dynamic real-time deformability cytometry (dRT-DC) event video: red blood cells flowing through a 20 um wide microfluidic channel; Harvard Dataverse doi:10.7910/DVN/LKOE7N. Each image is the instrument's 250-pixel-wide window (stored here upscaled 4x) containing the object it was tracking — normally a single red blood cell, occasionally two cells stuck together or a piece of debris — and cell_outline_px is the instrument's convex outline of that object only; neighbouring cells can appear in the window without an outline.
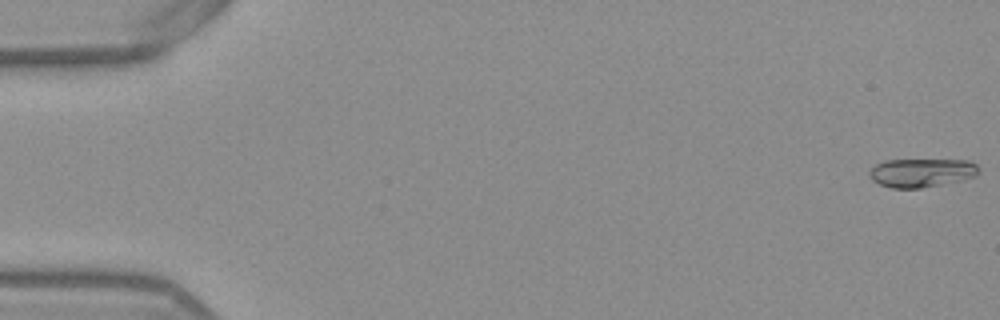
{"species": "Egyptian fruit bat (a non-hibernating species)", "species_latin": "Rousettus aegyptiacus", "temperature_condition": "warm", "stored_images_in_passage": 53, "camera_frame_rate_fps": 3000, "um_per_image_px": 0.085, "frame": {"image": 1, "passage_image": 1, "time_ms": 0.0, "image_size_px": [1000, 320], "cell_outline_px": [[980, 172], [976, 176], [964, 180], [920, 188], [892, 188], [880, 184], [872, 180], [868, 172], [876, 164], [884, 160], [972, 160], [980, 168]], "centroid_in_image_um": [78.38, 14.67], "position_along_channel_um": 6.6, "area_um2": 18.44}}
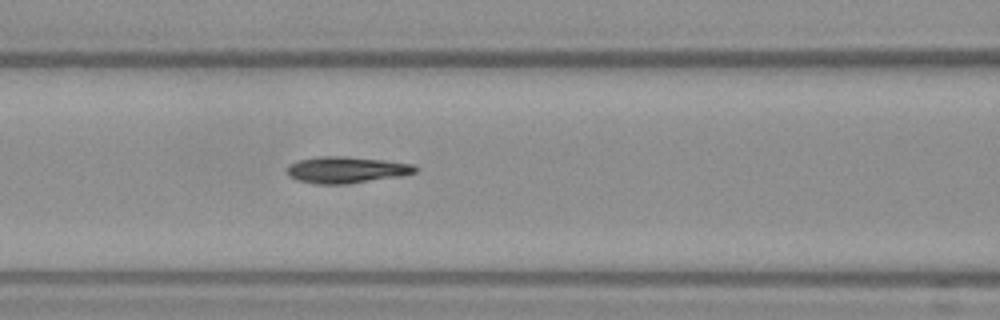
{"frame": {"image": 2, "passage_image": 23, "time_ms": 7.333, "image_size_px": [1000, 320], "cell_outline_px": [[420, 168], [416, 172], [404, 176], [348, 184], [316, 184], [296, 180], [288, 176], [288, 164], [296, 160], [316, 156], [348, 156], [384, 160], [416, 164]], "centroid_in_image_um": [29.48, 14.43], "position_along_channel_um": 137.1, "area_um2": 20.35}}
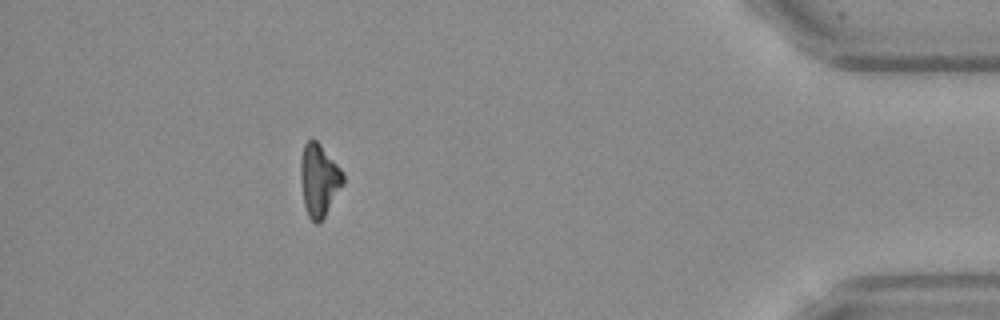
{"frame": {"image": 3, "passage_image": 48, "time_ms": 15.667, "image_size_px": [1000, 320], "cell_outline_px": [[344, 184], [324, 216], [316, 224], [308, 216], [304, 204], [300, 176], [300, 160], [304, 144], [312, 136], [320, 144], [344, 172]], "centroid_in_image_um": [27.11, 15.26], "position_along_channel_um": 408.1, "area_um2": 17.92}, "authors_computed_cell_mechanics": {"area_um2": 19.074, "velocity_mm_per_s": 3.8801, "shape_relaxation_time_tau1_ms": 6.6832, "shape_relaxation_time_tau2_ms": 3.9124, "deformation_change_tau1": 0.1824, "deformation_change_tau2": 0.097}}